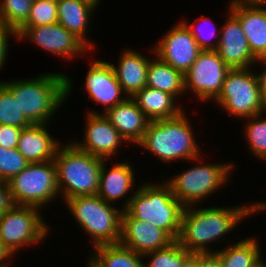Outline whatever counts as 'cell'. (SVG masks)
Returning <instances> with one entry per match:
<instances>
[{"instance_id": "4", "label": "cell", "mask_w": 266, "mask_h": 267, "mask_svg": "<svg viewBox=\"0 0 266 267\" xmlns=\"http://www.w3.org/2000/svg\"><path fill=\"white\" fill-rule=\"evenodd\" d=\"M126 201L123 210L136 219L152 223L178 240L184 206L175 198L167 183L144 184Z\"/></svg>"}, {"instance_id": "20", "label": "cell", "mask_w": 266, "mask_h": 267, "mask_svg": "<svg viewBox=\"0 0 266 267\" xmlns=\"http://www.w3.org/2000/svg\"><path fill=\"white\" fill-rule=\"evenodd\" d=\"M47 124H31L21 131L17 150L29 163L54 160L60 144L50 136Z\"/></svg>"}, {"instance_id": "34", "label": "cell", "mask_w": 266, "mask_h": 267, "mask_svg": "<svg viewBox=\"0 0 266 267\" xmlns=\"http://www.w3.org/2000/svg\"><path fill=\"white\" fill-rule=\"evenodd\" d=\"M203 21L205 20V22L208 20L209 21V18L205 17L202 19ZM187 28L190 30L192 36L195 38V40L197 41L199 47L202 49V50H215L218 46V42H219V39L215 42V44H213V42L209 41L211 37L214 36V34L216 33V30L213 29V31H210L208 32L206 35L203 33V30L201 32V29L199 31V28L198 27V30L194 27L195 24H188V23H185V21L183 22ZM207 23V22H206ZM204 34V35H203ZM210 37H209V36ZM209 37V38H208Z\"/></svg>"}, {"instance_id": "12", "label": "cell", "mask_w": 266, "mask_h": 267, "mask_svg": "<svg viewBox=\"0 0 266 267\" xmlns=\"http://www.w3.org/2000/svg\"><path fill=\"white\" fill-rule=\"evenodd\" d=\"M154 52L158 58L185 74L202 49L187 26L180 22L160 39Z\"/></svg>"}, {"instance_id": "30", "label": "cell", "mask_w": 266, "mask_h": 267, "mask_svg": "<svg viewBox=\"0 0 266 267\" xmlns=\"http://www.w3.org/2000/svg\"><path fill=\"white\" fill-rule=\"evenodd\" d=\"M190 254L175 240L169 246L148 252L144 257L151 256L146 267H180L182 261ZM147 255V256H146Z\"/></svg>"}, {"instance_id": "8", "label": "cell", "mask_w": 266, "mask_h": 267, "mask_svg": "<svg viewBox=\"0 0 266 267\" xmlns=\"http://www.w3.org/2000/svg\"><path fill=\"white\" fill-rule=\"evenodd\" d=\"M215 100L224 110L243 120L265 111L258 76L248 67L230 69Z\"/></svg>"}, {"instance_id": "7", "label": "cell", "mask_w": 266, "mask_h": 267, "mask_svg": "<svg viewBox=\"0 0 266 267\" xmlns=\"http://www.w3.org/2000/svg\"><path fill=\"white\" fill-rule=\"evenodd\" d=\"M8 186L15 205L41 208L59 194L54 160L29 163L8 181Z\"/></svg>"}, {"instance_id": "37", "label": "cell", "mask_w": 266, "mask_h": 267, "mask_svg": "<svg viewBox=\"0 0 266 267\" xmlns=\"http://www.w3.org/2000/svg\"><path fill=\"white\" fill-rule=\"evenodd\" d=\"M14 205L8 182L0 180V216L9 211Z\"/></svg>"}, {"instance_id": "29", "label": "cell", "mask_w": 266, "mask_h": 267, "mask_svg": "<svg viewBox=\"0 0 266 267\" xmlns=\"http://www.w3.org/2000/svg\"><path fill=\"white\" fill-rule=\"evenodd\" d=\"M33 0H2L0 21L16 31L27 21Z\"/></svg>"}, {"instance_id": "18", "label": "cell", "mask_w": 266, "mask_h": 267, "mask_svg": "<svg viewBox=\"0 0 266 267\" xmlns=\"http://www.w3.org/2000/svg\"><path fill=\"white\" fill-rule=\"evenodd\" d=\"M86 75L85 88L89 97L99 104H105V111L123 103L128 98L120 97L124 91L109 62L94 61Z\"/></svg>"}, {"instance_id": "44", "label": "cell", "mask_w": 266, "mask_h": 267, "mask_svg": "<svg viewBox=\"0 0 266 267\" xmlns=\"http://www.w3.org/2000/svg\"><path fill=\"white\" fill-rule=\"evenodd\" d=\"M260 267H266V263H264V261H262V260H261Z\"/></svg>"}, {"instance_id": "31", "label": "cell", "mask_w": 266, "mask_h": 267, "mask_svg": "<svg viewBox=\"0 0 266 267\" xmlns=\"http://www.w3.org/2000/svg\"><path fill=\"white\" fill-rule=\"evenodd\" d=\"M245 126V132L250 150L253 155L266 159V118L261 119V114L252 116ZM257 119V120H256ZM259 119V120H258Z\"/></svg>"}, {"instance_id": "3", "label": "cell", "mask_w": 266, "mask_h": 267, "mask_svg": "<svg viewBox=\"0 0 266 267\" xmlns=\"http://www.w3.org/2000/svg\"><path fill=\"white\" fill-rule=\"evenodd\" d=\"M61 148L58 147L54 158L59 193H63L65 200L76 196L97 195L100 170L106 159L91 155L74 143Z\"/></svg>"}, {"instance_id": "25", "label": "cell", "mask_w": 266, "mask_h": 267, "mask_svg": "<svg viewBox=\"0 0 266 267\" xmlns=\"http://www.w3.org/2000/svg\"><path fill=\"white\" fill-rule=\"evenodd\" d=\"M146 86L158 89L175 97L182 95L185 90L184 74L161 60H151L147 70Z\"/></svg>"}, {"instance_id": "27", "label": "cell", "mask_w": 266, "mask_h": 267, "mask_svg": "<svg viewBox=\"0 0 266 267\" xmlns=\"http://www.w3.org/2000/svg\"><path fill=\"white\" fill-rule=\"evenodd\" d=\"M97 253L89 263L93 267H146L142 255L119 243L94 247Z\"/></svg>"}, {"instance_id": "17", "label": "cell", "mask_w": 266, "mask_h": 267, "mask_svg": "<svg viewBox=\"0 0 266 267\" xmlns=\"http://www.w3.org/2000/svg\"><path fill=\"white\" fill-rule=\"evenodd\" d=\"M230 11L239 19L253 56L266 58V7L264 3L232 0Z\"/></svg>"}, {"instance_id": "26", "label": "cell", "mask_w": 266, "mask_h": 267, "mask_svg": "<svg viewBox=\"0 0 266 267\" xmlns=\"http://www.w3.org/2000/svg\"><path fill=\"white\" fill-rule=\"evenodd\" d=\"M259 250L257 239L247 238L215 253L221 267H260L262 258Z\"/></svg>"}, {"instance_id": "22", "label": "cell", "mask_w": 266, "mask_h": 267, "mask_svg": "<svg viewBox=\"0 0 266 267\" xmlns=\"http://www.w3.org/2000/svg\"><path fill=\"white\" fill-rule=\"evenodd\" d=\"M134 173L130 163H118L108 171L103 161L100 170L98 196L107 203L122 199L133 185Z\"/></svg>"}, {"instance_id": "36", "label": "cell", "mask_w": 266, "mask_h": 267, "mask_svg": "<svg viewBox=\"0 0 266 267\" xmlns=\"http://www.w3.org/2000/svg\"><path fill=\"white\" fill-rule=\"evenodd\" d=\"M11 34L15 36L14 38L17 37V31L15 29L9 27L8 25L0 21V70L7 57V42L9 39V35L12 36Z\"/></svg>"}, {"instance_id": "33", "label": "cell", "mask_w": 266, "mask_h": 267, "mask_svg": "<svg viewBox=\"0 0 266 267\" xmlns=\"http://www.w3.org/2000/svg\"><path fill=\"white\" fill-rule=\"evenodd\" d=\"M57 22V2L33 0L30 15L21 27L50 25Z\"/></svg>"}, {"instance_id": "40", "label": "cell", "mask_w": 266, "mask_h": 267, "mask_svg": "<svg viewBox=\"0 0 266 267\" xmlns=\"http://www.w3.org/2000/svg\"><path fill=\"white\" fill-rule=\"evenodd\" d=\"M180 267H199V253H190Z\"/></svg>"}, {"instance_id": "15", "label": "cell", "mask_w": 266, "mask_h": 267, "mask_svg": "<svg viewBox=\"0 0 266 267\" xmlns=\"http://www.w3.org/2000/svg\"><path fill=\"white\" fill-rule=\"evenodd\" d=\"M85 126V143H74L91 155L107 159L117 152L119 144L125 140L104 116V113L89 112Z\"/></svg>"}, {"instance_id": "28", "label": "cell", "mask_w": 266, "mask_h": 267, "mask_svg": "<svg viewBox=\"0 0 266 267\" xmlns=\"http://www.w3.org/2000/svg\"><path fill=\"white\" fill-rule=\"evenodd\" d=\"M0 124L19 128L28 127L31 123L20 110L18 99L0 82Z\"/></svg>"}, {"instance_id": "38", "label": "cell", "mask_w": 266, "mask_h": 267, "mask_svg": "<svg viewBox=\"0 0 266 267\" xmlns=\"http://www.w3.org/2000/svg\"><path fill=\"white\" fill-rule=\"evenodd\" d=\"M199 267H221L218 255L215 252L199 253Z\"/></svg>"}, {"instance_id": "5", "label": "cell", "mask_w": 266, "mask_h": 267, "mask_svg": "<svg viewBox=\"0 0 266 267\" xmlns=\"http://www.w3.org/2000/svg\"><path fill=\"white\" fill-rule=\"evenodd\" d=\"M189 121L182 112L170 119L153 120L138 144L157 155L163 162L178 159L198 160V145Z\"/></svg>"}, {"instance_id": "2", "label": "cell", "mask_w": 266, "mask_h": 267, "mask_svg": "<svg viewBox=\"0 0 266 267\" xmlns=\"http://www.w3.org/2000/svg\"><path fill=\"white\" fill-rule=\"evenodd\" d=\"M70 81L63 73H47L32 80L1 83L18 99L20 110L31 124H46L71 93Z\"/></svg>"}, {"instance_id": "9", "label": "cell", "mask_w": 266, "mask_h": 267, "mask_svg": "<svg viewBox=\"0 0 266 267\" xmlns=\"http://www.w3.org/2000/svg\"><path fill=\"white\" fill-rule=\"evenodd\" d=\"M233 164H207L189 168L166 182L184 207L195 205L228 181Z\"/></svg>"}, {"instance_id": "16", "label": "cell", "mask_w": 266, "mask_h": 267, "mask_svg": "<svg viewBox=\"0 0 266 267\" xmlns=\"http://www.w3.org/2000/svg\"><path fill=\"white\" fill-rule=\"evenodd\" d=\"M230 15L223 26L218 46L215 49L230 69L250 68L257 59L253 56L239 19Z\"/></svg>"}, {"instance_id": "42", "label": "cell", "mask_w": 266, "mask_h": 267, "mask_svg": "<svg viewBox=\"0 0 266 267\" xmlns=\"http://www.w3.org/2000/svg\"><path fill=\"white\" fill-rule=\"evenodd\" d=\"M79 1L87 4L88 6H90L93 9H95L96 6L99 4L100 0H79Z\"/></svg>"}, {"instance_id": "21", "label": "cell", "mask_w": 266, "mask_h": 267, "mask_svg": "<svg viewBox=\"0 0 266 267\" xmlns=\"http://www.w3.org/2000/svg\"><path fill=\"white\" fill-rule=\"evenodd\" d=\"M150 60L138 51L126 50L119 59L118 67L112 65L116 79L127 97L134 96L146 87Z\"/></svg>"}, {"instance_id": "10", "label": "cell", "mask_w": 266, "mask_h": 267, "mask_svg": "<svg viewBox=\"0 0 266 267\" xmlns=\"http://www.w3.org/2000/svg\"><path fill=\"white\" fill-rule=\"evenodd\" d=\"M39 212L37 207L14 205L0 216V240L11 254L46 237L49 228Z\"/></svg>"}, {"instance_id": "23", "label": "cell", "mask_w": 266, "mask_h": 267, "mask_svg": "<svg viewBox=\"0 0 266 267\" xmlns=\"http://www.w3.org/2000/svg\"><path fill=\"white\" fill-rule=\"evenodd\" d=\"M131 98L151 121L174 118L183 112L179 106H175L174 95L148 86Z\"/></svg>"}, {"instance_id": "35", "label": "cell", "mask_w": 266, "mask_h": 267, "mask_svg": "<svg viewBox=\"0 0 266 267\" xmlns=\"http://www.w3.org/2000/svg\"><path fill=\"white\" fill-rule=\"evenodd\" d=\"M23 128L0 124V146L4 148H17L19 137Z\"/></svg>"}, {"instance_id": "32", "label": "cell", "mask_w": 266, "mask_h": 267, "mask_svg": "<svg viewBox=\"0 0 266 267\" xmlns=\"http://www.w3.org/2000/svg\"><path fill=\"white\" fill-rule=\"evenodd\" d=\"M29 165L17 148L0 146V180L9 181Z\"/></svg>"}, {"instance_id": "45", "label": "cell", "mask_w": 266, "mask_h": 267, "mask_svg": "<svg viewBox=\"0 0 266 267\" xmlns=\"http://www.w3.org/2000/svg\"><path fill=\"white\" fill-rule=\"evenodd\" d=\"M41 1L58 2L59 0H41Z\"/></svg>"}, {"instance_id": "19", "label": "cell", "mask_w": 266, "mask_h": 267, "mask_svg": "<svg viewBox=\"0 0 266 267\" xmlns=\"http://www.w3.org/2000/svg\"><path fill=\"white\" fill-rule=\"evenodd\" d=\"M104 113L125 141H132L137 145L143 139L146 128L151 122L131 97Z\"/></svg>"}, {"instance_id": "43", "label": "cell", "mask_w": 266, "mask_h": 267, "mask_svg": "<svg viewBox=\"0 0 266 267\" xmlns=\"http://www.w3.org/2000/svg\"><path fill=\"white\" fill-rule=\"evenodd\" d=\"M237 1L243 3H260V4L266 2V0H237Z\"/></svg>"}, {"instance_id": "14", "label": "cell", "mask_w": 266, "mask_h": 267, "mask_svg": "<svg viewBox=\"0 0 266 267\" xmlns=\"http://www.w3.org/2000/svg\"><path fill=\"white\" fill-rule=\"evenodd\" d=\"M175 240L152 223L136 219L123 210L119 244L144 256L148 252L169 246Z\"/></svg>"}, {"instance_id": "6", "label": "cell", "mask_w": 266, "mask_h": 267, "mask_svg": "<svg viewBox=\"0 0 266 267\" xmlns=\"http://www.w3.org/2000/svg\"><path fill=\"white\" fill-rule=\"evenodd\" d=\"M65 203L84 231L91 235L94 247L119 243L123 209L112 207L98 195L76 196Z\"/></svg>"}, {"instance_id": "24", "label": "cell", "mask_w": 266, "mask_h": 267, "mask_svg": "<svg viewBox=\"0 0 266 267\" xmlns=\"http://www.w3.org/2000/svg\"><path fill=\"white\" fill-rule=\"evenodd\" d=\"M94 9L79 0H59L57 2L58 23L68 31L74 33L88 47L93 48L94 44L88 42L85 36L88 32L89 18Z\"/></svg>"}, {"instance_id": "11", "label": "cell", "mask_w": 266, "mask_h": 267, "mask_svg": "<svg viewBox=\"0 0 266 267\" xmlns=\"http://www.w3.org/2000/svg\"><path fill=\"white\" fill-rule=\"evenodd\" d=\"M229 70L216 50H202L184 74L185 90L192 89L199 100H215Z\"/></svg>"}, {"instance_id": "1", "label": "cell", "mask_w": 266, "mask_h": 267, "mask_svg": "<svg viewBox=\"0 0 266 267\" xmlns=\"http://www.w3.org/2000/svg\"><path fill=\"white\" fill-rule=\"evenodd\" d=\"M263 209H266V203L258 202L232 209L212 207L196 210L192 206L184 207L177 241L190 253L215 252L209 251L205 245L229 233L243 217Z\"/></svg>"}, {"instance_id": "39", "label": "cell", "mask_w": 266, "mask_h": 267, "mask_svg": "<svg viewBox=\"0 0 266 267\" xmlns=\"http://www.w3.org/2000/svg\"><path fill=\"white\" fill-rule=\"evenodd\" d=\"M261 61V63H264L266 66V58H261L258 59L257 62ZM258 79H259V85H260V90L262 94V101L264 105V109L266 110V67L263 70L261 74H257Z\"/></svg>"}, {"instance_id": "41", "label": "cell", "mask_w": 266, "mask_h": 267, "mask_svg": "<svg viewBox=\"0 0 266 267\" xmlns=\"http://www.w3.org/2000/svg\"><path fill=\"white\" fill-rule=\"evenodd\" d=\"M12 254L7 250V248L2 244V241L0 240V267H7L6 263L4 264L3 261L5 259H10Z\"/></svg>"}, {"instance_id": "13", "label": "cell", "mask_w": 266, "mask_h": 267, "mask_svg": "<svg viewBox=\"0 0 266 267\" xmlns=\"http://www.w3.org/2000/svg\"><path fill=\"white\" fill-rule=\"evenodd\" d=\"M30 38L44 50L63 57L86 53L88 46L74 33L68 31L61 24L38 25L35 27H20L17 38Z\"/></svg>"}]
</instances>
